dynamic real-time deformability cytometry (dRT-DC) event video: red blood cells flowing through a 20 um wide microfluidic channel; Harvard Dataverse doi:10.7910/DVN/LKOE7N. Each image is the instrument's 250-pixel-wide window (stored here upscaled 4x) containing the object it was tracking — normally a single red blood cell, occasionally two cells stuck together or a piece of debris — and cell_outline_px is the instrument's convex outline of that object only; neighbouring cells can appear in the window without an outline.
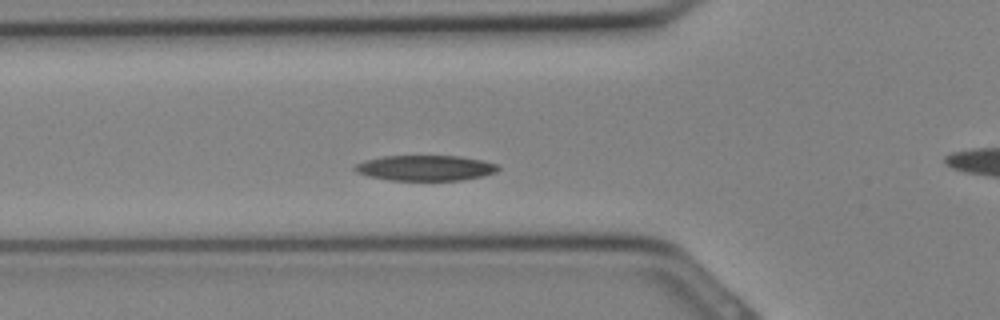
{"species": "Egyptian fruit bat (a non-hibernating species)", "species_latin": "Rousettus aegyptiacus", "temperature_condition": "cold", "stored_images_in_passage": 30, "camera_frame_rate_fps": 3000, "um_per_image_px": 0.085, "animal": {"sex": "female"}, "frame": {"image": 1, "passage_image": 8, "time_ms": 2.333, "image_size_px": [1000, 320], "cell_outline_px": [[500, 168], [496, 172], [484, 176], [460, 180], [388, 180], [368, 176], [356, 172], [352, 168], [356, 164], [364, 160], [384, 156], [460, 156], [480, 160], [496, 164]], "centroid_in_image_um": [36.13, 14.28], "position_along_channel_um": 89.7, "area_um2": 21.21}}
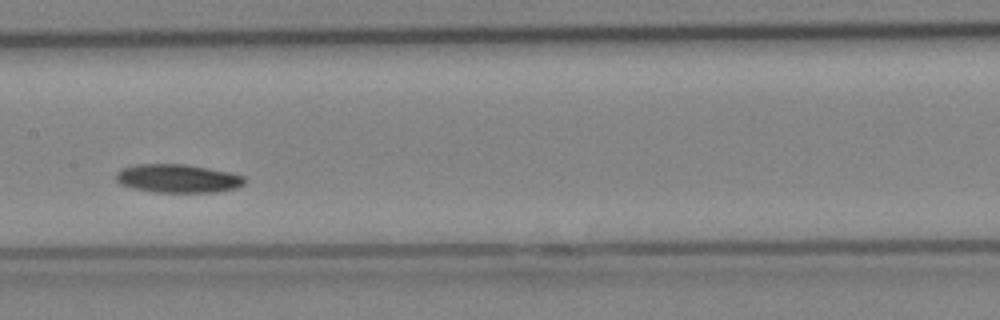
{"frame": {"image": 2, "passage_image": 13, "time_ms": 4.0, "image_size_px": [1000, 320], "cell_outline_px": [[248, 180], [244, 184], [236, 188], [216, 192], [152, 192], [132, 188], [120, 184], [116, 180], [116, 172], [120, 168], [136, 164], [184, 164], [208, 168], [228, 172], [244, 176]], "centroid_in_image_um": [15.09, 15.17], "position_along_channel_um": 192.3, "area_um2": 21.5}}
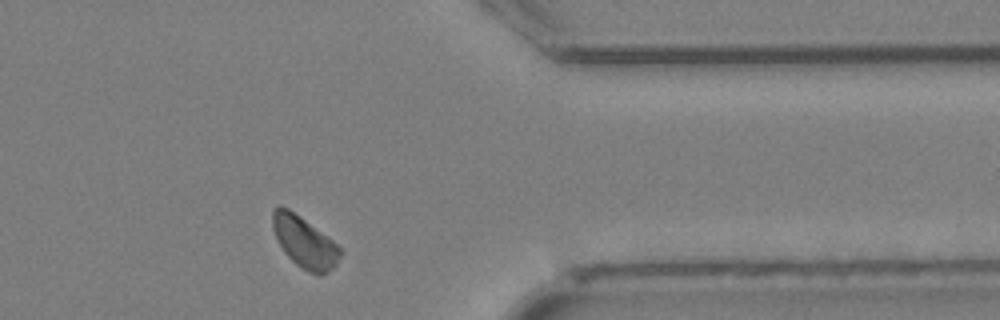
{"frame": {"image": 3, "passage_image": 23, "time_ms": 7.333, "image_size_px": [1000, 320], "cell_outline_px": [[344, 252], [336, 264], [328, 272], [308, 272], [300, 268], [284, 252], [272, 228], [272, 212], [280, 204], [288, 208], [300, 216], [332, 240]], "centroid_in_image_um": [25.87, 20.56], "position_along_channel_um": 385.5, "area_um2": 19.83}}